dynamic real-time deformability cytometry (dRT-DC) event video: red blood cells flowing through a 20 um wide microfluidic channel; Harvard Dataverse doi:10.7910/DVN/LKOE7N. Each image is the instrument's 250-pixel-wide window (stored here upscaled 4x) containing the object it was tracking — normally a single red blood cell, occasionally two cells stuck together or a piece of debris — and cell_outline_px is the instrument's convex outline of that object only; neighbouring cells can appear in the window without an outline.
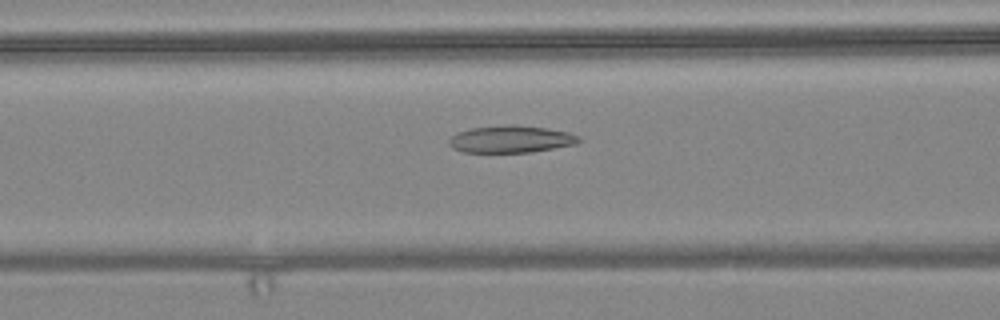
{"species": "common noctule bat (a hibernating species)", "species_latin": "Nyctalus noctula", "temperature_condition": "warm", "stored_images_in_passage": 26, "camera_frame_rate_fps": 3000, "um_per_image_px": 0.085, "animal": {"sex": "female", "body_mass_g": 24.6, "forearm_length_mm": 56.2}, "frame": {"image": 1, "passage_image": 17, "time_ms": 5.333, "image_size_px": [1000, 320], "cell_outline_px": [[580, 140], [576, 144], [532, 152], [460, 152], [452, 148], [448, 144], [448, 140], [456, 132], [472, 128], [512, 124], [544, 128], [568, 132], [580, 136]], "centroid_in_image_um": [43.39, 11.83], "position_along_channel_um": 123.2, "area_um2": 20.52}}
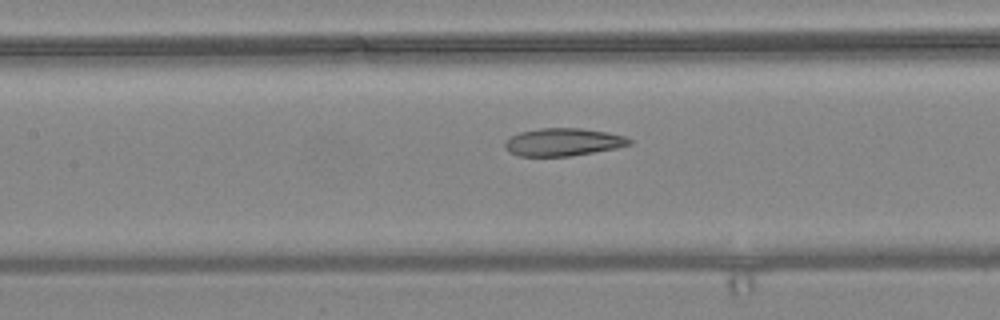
{"frame": {"image": 2, "passage_image": 20, "time_ms": 6.333, "image_size_px": [1000, 320], "cell_outline_px": [[632, 144], [616, 148], [572, 156], [520, 156], [508, 152], [504, 148], [504, 140], [520, 132], [540, 128], [580, 128], [608, 132], [624, 136], [632, 140]], "centroid_in_image_um": [47.85, 12.08], "position_along_channel_um": 159.6, "area_um2": 20.23}}
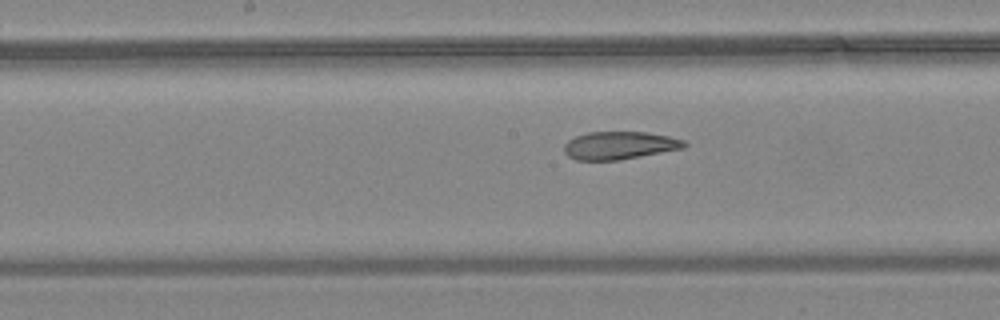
{"frame": {"image": 3, "passage_image": 23, "time_ms": 7.333, "image_size_px": [1000, 320], "cell_outline_px": [[688, 144], [684, 148], [620, 160], [576, 160], [568, 156], [564, 152], [564, 144], [568, 140], [576, 136], [588, 132], [648, 132], [668, 136], [684, 140]], "centroid_in_image_um": [52.65, 12.36], "position_along_channel_um": 195.5, "area_um2": 19.54}}